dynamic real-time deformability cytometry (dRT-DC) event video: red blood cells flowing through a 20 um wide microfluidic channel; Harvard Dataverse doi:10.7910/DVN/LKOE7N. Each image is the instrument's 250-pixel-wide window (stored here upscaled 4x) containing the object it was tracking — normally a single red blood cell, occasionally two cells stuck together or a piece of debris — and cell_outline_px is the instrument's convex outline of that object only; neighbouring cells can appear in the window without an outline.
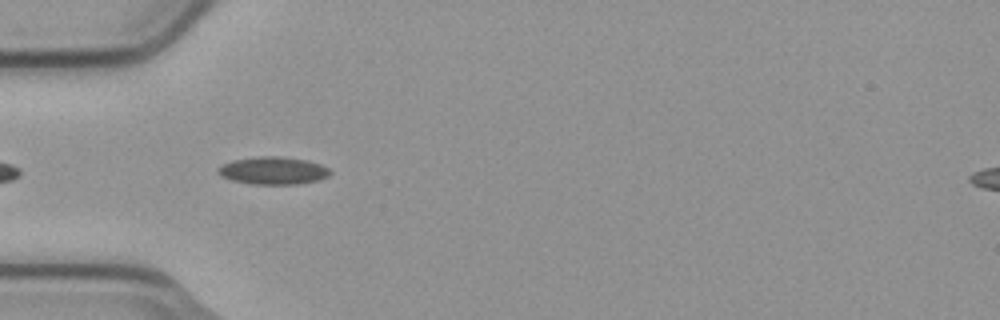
{"species": "common noctule bat (a hibernating species)", "species_latin": "Nyctalus noctula", "temperature_condition": "cold", "stored_images_in_passage": 4, "camera_frame_rate_fps": 3000, "um_per_image_px": 0.085, "animal": {"sex": "male", "body_mass_g": 23.1, "forearm_length_mm": 52.7}, "frame": {"image": 1, "passage_image": 3, "time_ms": 0.667, "image_size_px": [1000, 320], "cell_outline_px": [[332, 172], [328, 176], [320, 180], [300, 184], [252, 184], [232, 180], [220, 176], [216, 172], [216, 168], [232, 160], [260, 156], [276, 156], [304, 160], [320, 164], [328, 168]], "centroid_in_image_um": [23.2, 14.51], "position_along_channel_um": 61.8, "area_um2": 18.03}}
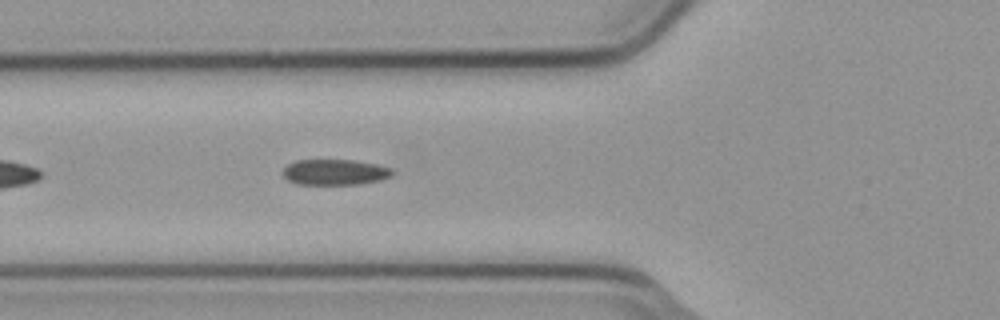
{"frame": {"image": 2, "passage_image": 4, "time_ms": 1.0, "image_size_px": [1000, 320], "cell_outline_px": [[392, 176], [380, 180], [360, 184], [296, 184], [288, 180], [284, 176], [284, 168], [288, 164], [296, 160], [352, 160], [376, 164], [392, 168]], "centroid_in_image_um": [28.47, 14.63], "position_along_channel_um": 97.3, "area_um2": 16.3}}